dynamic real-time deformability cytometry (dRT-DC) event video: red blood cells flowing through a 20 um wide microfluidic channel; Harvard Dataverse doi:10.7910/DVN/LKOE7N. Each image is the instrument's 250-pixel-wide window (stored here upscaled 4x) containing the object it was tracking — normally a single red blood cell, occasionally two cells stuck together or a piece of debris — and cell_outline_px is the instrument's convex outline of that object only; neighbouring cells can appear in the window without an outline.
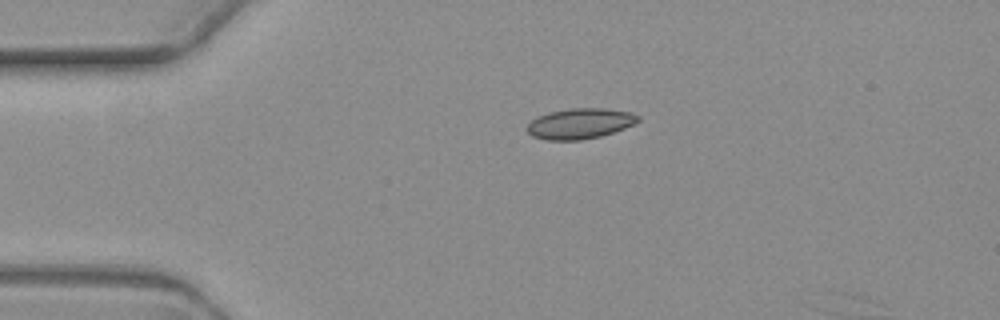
{"species": "common noctule bat (a hibernating species)", "species_latin": "Nyctalus noctula", "temperature_condition": "warm", "stored_images_in_passage": 5, "camera_frame_rate_fps": 3000, "um_per_image_px": 0.085, "animal": {"sex": "female", "body_mass_g": 19.3, "forearm_length_mm": 54.1}, "frame": {"image": 1, "passage_image": 5, "time_ms": 5.667, "image_size_px": [1000, 320], "cell_outline_px": [[640, 120], [624, 128], [600, 136], [580, 140], [544, 140], [532, 136], [528, 132], [528, 124], [532, 120], [548, 112], [568, 108], [604, 108], [632, 112], [640, 116]], "centroid_in_image_um": [49.3, 10.49], "position_along_channel_um": 35.7, "area_um2": 19.65}}